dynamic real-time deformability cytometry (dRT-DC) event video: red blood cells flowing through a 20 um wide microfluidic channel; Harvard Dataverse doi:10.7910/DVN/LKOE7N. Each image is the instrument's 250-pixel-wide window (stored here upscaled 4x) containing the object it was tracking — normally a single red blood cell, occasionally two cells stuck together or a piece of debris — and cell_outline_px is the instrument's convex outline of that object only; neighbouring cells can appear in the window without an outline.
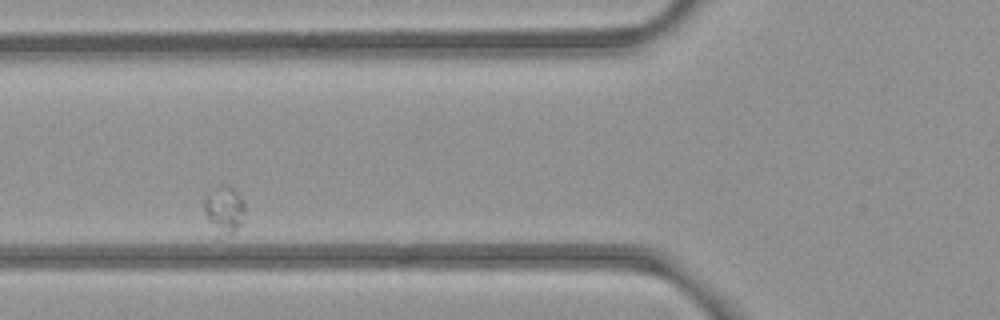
{"species": "common noctule bat (a hibernating species)", "species_latin": "Nyctalus noctula", "temperature_condition": "room temperature", "stored_images_in_passage": 3, "camera_frame_rate_fps": 3000, "um_per_image_px": 0.085, "animal": {"sex": "female", "body_mass_g": 21.9}, "frame": {"image": 1, "passage_image": 3, "time_ms": 2.333, "image_size_px": [1000, 320], "cell_outline_px": [[244, 208], [240, 224], [232, 236], [216, 240], [212, 240], [204, 208], [204, 200], [208, 192], [212, 188], [220, 184], [224, 184], [232, 188], [236, 192], [244, 204]], "centroid_in_image_um": [18.97, 17.97], "position_along_channel_um": 106.8, "area_um2": 12.02}}